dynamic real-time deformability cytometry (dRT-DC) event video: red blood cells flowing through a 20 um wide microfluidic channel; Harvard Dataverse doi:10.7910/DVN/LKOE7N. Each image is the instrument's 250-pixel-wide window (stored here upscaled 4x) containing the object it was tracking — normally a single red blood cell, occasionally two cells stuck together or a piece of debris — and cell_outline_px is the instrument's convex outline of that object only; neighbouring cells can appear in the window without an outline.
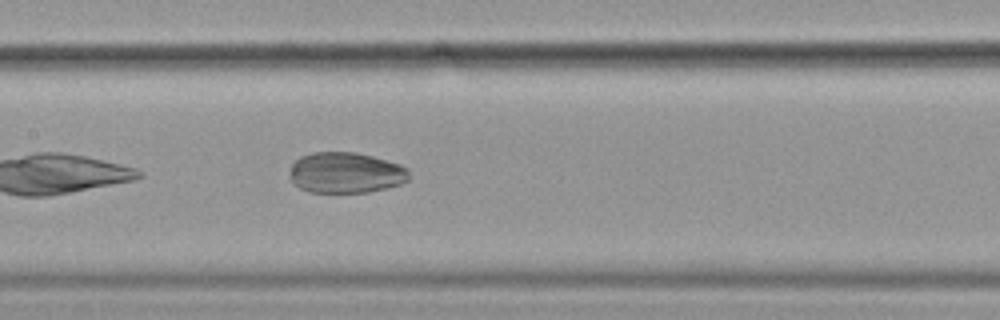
{"species": "common noctule bat (a hibernating species)", "species_latin": "Nyctalus noctula", "temperature_condition": "cold", "stored_images_in_passage": 18, "camera_frame_rate_fps": 3000, "um_per_image_px": 0.085, "animal": {"sex": "female", "body_mass_g": 19.9}, "frame": {"image": 1, "passage_image": 11, "time_ms": 3.333, "image_size_px": [1000, 320], "cell_outline_px": [[408, 180], [400, 184], [388, 188], [368, 192], [308, 192], [300, 188], [292, 180], [292, 164], [300, 156], [312, 152], [356, 152], [372, 156], [400, 164], [408, 168]], "centroid_in_image_um": [29.42, 14.68], "position_along_channel_um": 178.0, "area_um2": 28.26}}
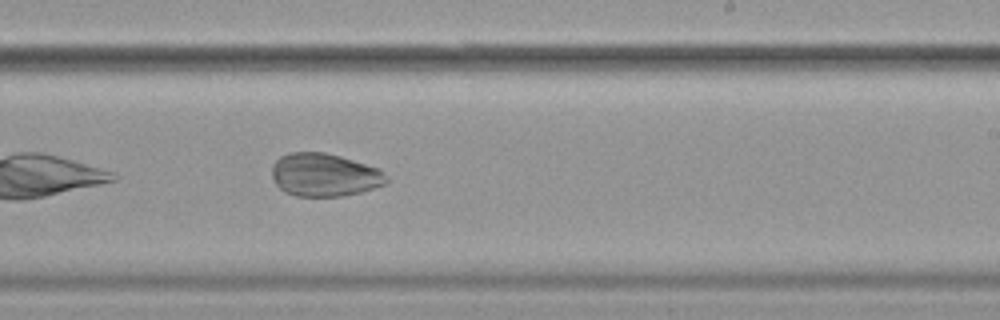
{"frame": {"image": 2, "passage_image": 18, "time_ms": 5.667, "image_size_px": [1000, 320], "cell_outline_px": [[388, 184], [360, 192], [340, 196], [296, 196], [284, 192], [276, 184], [272, 176], [272, 164], [280, 156], [288, 152], [324, 152], [340, 156], [380, 168], [388, 176]], "centroid_in_image_um": [27.59, 14.86], "position_along_channel_um": 261.4, "area_um2": 29.02}}